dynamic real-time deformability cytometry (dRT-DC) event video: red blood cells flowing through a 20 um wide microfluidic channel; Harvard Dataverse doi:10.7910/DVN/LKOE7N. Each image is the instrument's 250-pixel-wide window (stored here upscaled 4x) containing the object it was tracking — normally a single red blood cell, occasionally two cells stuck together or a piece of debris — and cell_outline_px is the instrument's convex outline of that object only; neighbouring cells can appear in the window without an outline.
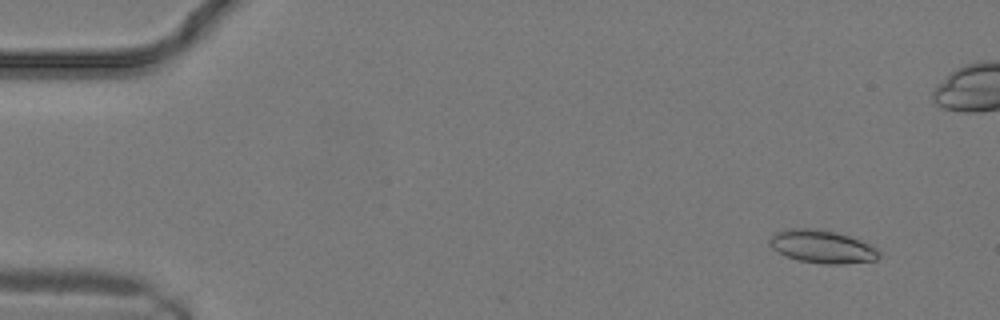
{"species": "common noctule bat (a hibernating species)", "species_latin": "Nyctalus noctula", "temperature_condition": "warm", "stored_images_in_passage": 9, "camera_frame_rate_fps": 3000, "um_per_image_px": 0.085, "animal": {"sex": "male", "body_mass_g": 19.2, "forearm_length_mm": 51.8}, "frame": {"image": 1, "passage_image": 2, "time_ms": 0.333, "image_size_px": [1000, 320], "cell_outline_px": [[880, 256], [876, 260], [840, 264], [824, 264], [800, 260], [788, 256], [772, 248], [768, 244], [768, 240], [776, 232], [792, 228], [816, 228], [836, 232], [872, 244], [880, 252]], "centroid_in_image_um": [69.9, 20.95], "position_along_channel_um": 15.1, "area_um2": 20.92}}